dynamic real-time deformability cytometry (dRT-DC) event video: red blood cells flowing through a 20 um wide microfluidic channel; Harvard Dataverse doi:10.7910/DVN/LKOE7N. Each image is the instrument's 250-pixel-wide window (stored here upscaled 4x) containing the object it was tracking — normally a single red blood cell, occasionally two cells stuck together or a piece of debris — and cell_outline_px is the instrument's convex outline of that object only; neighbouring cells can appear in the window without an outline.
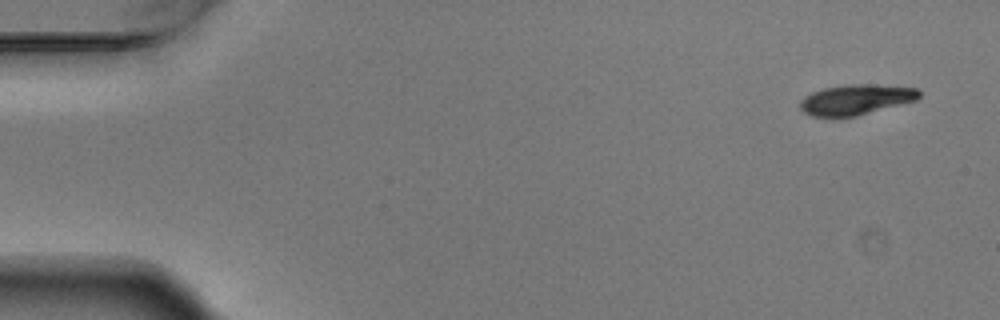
{"species": "Egyptian fruit bat (a non-hibernating species)", "species_latin": "Rousettus aegyptiacus", "temperature_condition": "warm", "stored_images_in_passage": 7, "camera_frame_rate_fps": 3000, "um_per_image_px": 0.085, "animal": {"sex": "male"}, "frame": {"image": 1, "passage_image": 1, "time_ms": 0.0, "image_size_px": [1000, 320], "cell_outline_px": [[920, 96], [916, 100], [856, 116], [812, 116], [804, 112], [800, 108], [800, 100], [804, 96], [812, 92], [824, 88], [848, 84], [868, 84], [916, 88], [920, 92]], "centroid_in_image_um": [72.73, 8.46], "position_along_channel_um": 12.3, "area_um2": 20.75}}
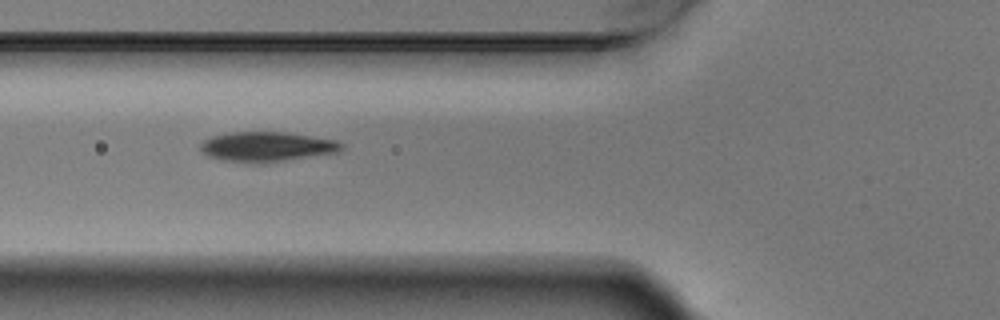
{"frame": {"image": 2, "passage_image": 6, "time_ms": 1.667, "image_size_px": [1000, 320], "cell_outline_px": [[344, 148], [340, 152], [264, 164], [224, 160], [208, 156], [200, 148], [200, 144], [204, 140], [212, 136], [232, 132], [284, 132], [336, 140], [344, 144]], "centroid_in_image_um": [22.73, 12.48], "position_along_channel_um": 103.1, "area_um2": 24.62}}
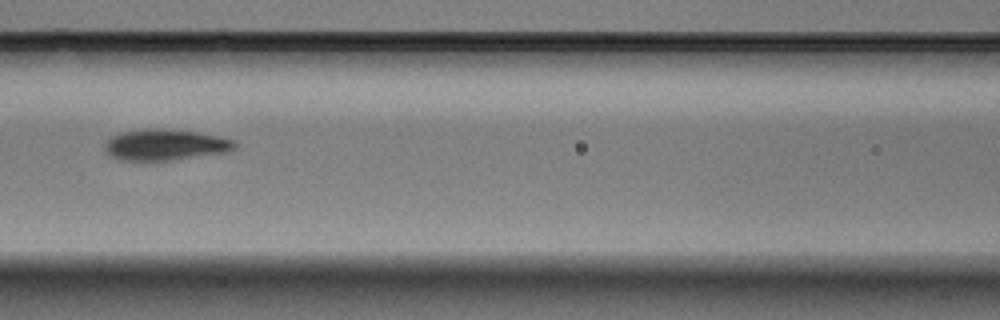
{"frame": {"image": 3, "passage_image": 7, "time_ms": 2.0, "image_size_px": [1000, 320], "cell_outline_px": [[236, 148], [224, 152], [172, 160], [120, 160], [112, 156], [104, 148], [104, 144], [108, 136], [120, 132], [144, 128], [160, 128], [196, 132], [216, 136], [232, 140], [236, 144]], "centroid_in_image_um": [13.96, 12.29], "position_along_channel_um": 152.6, "area_um2": 23.41}}